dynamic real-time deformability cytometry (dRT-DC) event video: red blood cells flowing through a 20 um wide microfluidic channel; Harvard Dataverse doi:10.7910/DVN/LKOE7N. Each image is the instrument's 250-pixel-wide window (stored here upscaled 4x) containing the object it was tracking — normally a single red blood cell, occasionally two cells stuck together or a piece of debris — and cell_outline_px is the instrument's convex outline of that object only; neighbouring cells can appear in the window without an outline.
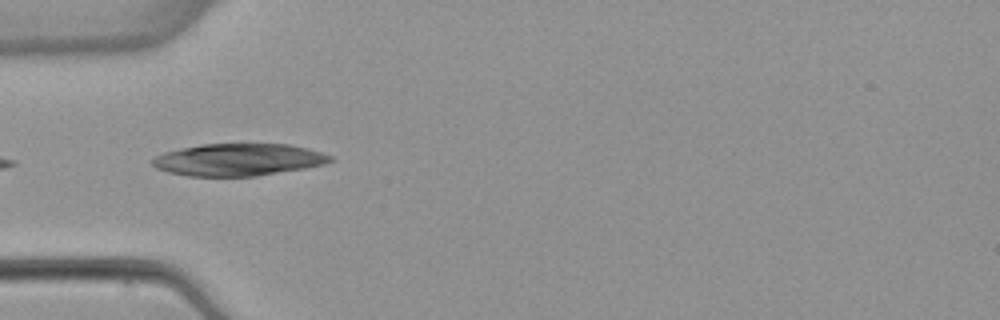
{"species": "common noctule bat (a hibernating species)", "species_latin": "Nyctalus noctula", "temperature_condition": "warm", "stored_images_in_passage": 4, "camera_frame_rate_fps": 3000, "um_per_image_px": 0.085, "animal": {"sex": "female", "body_mass_g": 22.7, "forearm_length_mm": 54.2}, "frame": {"image": 1, "passage_image": 3, "time_ms": 3.0, "image_size_px": [1000, 320], "cell_outline_px": [[336, 160], [324, 164], [304, 168], [256, 176], [188, 176], [168, 172], [156, 168], [152, 164], [152, 160], [156, 156], [164, 152], [180, 148], [200, 144], [288, 144], [308, 148], [332, 156]], "centroid_in_image_um": [20.26, 13.57], "position_along_channel_um": 64.7, "area_um2": 33.35}}
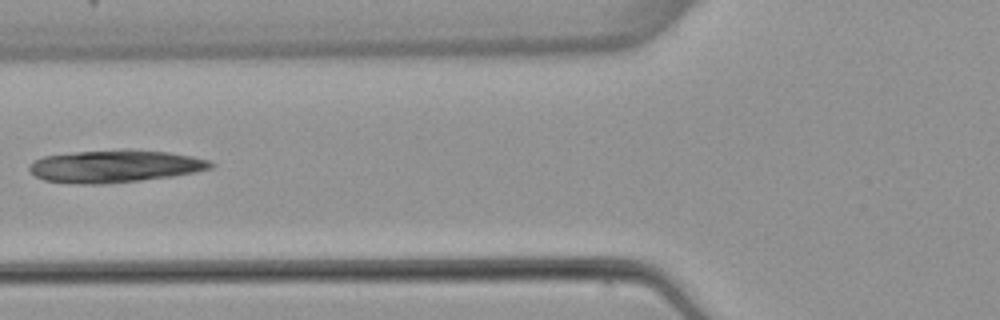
{"frame": {"image": 2, "passage_image": 4, "time_ms": 4.333, "image_size_px": [1000, 320], "cell_outline_px": [[216, 164], [212, 168], [196, 172], [172, 176], [140, 180], [104, 184], [80, 184], [44, 180], [36, 176], [28, 168], [28, 164], [32, 160], [44, 156], [76, 152], [124, 148], [168, 152], [192, 156], [208, 160]], "centroid_in_image_um": [9.77, 14.11], "position_along_channel_um": 116.0, "area_um2": 34.56}}